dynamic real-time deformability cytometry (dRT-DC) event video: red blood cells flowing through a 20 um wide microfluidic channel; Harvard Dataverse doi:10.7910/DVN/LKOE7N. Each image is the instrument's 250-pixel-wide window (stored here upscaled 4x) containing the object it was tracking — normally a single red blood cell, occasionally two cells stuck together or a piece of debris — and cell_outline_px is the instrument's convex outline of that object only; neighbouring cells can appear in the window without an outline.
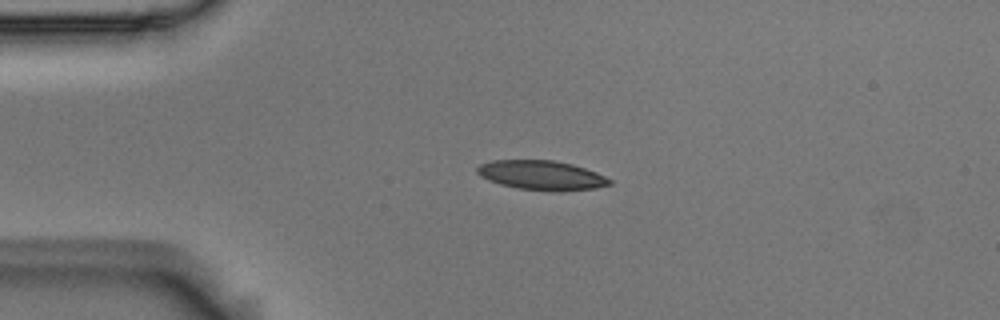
{"species": "Egyptian fruit bat (a non-hibernating species)", "species_latin": "Rousettus aegyptiacus", "temperature_condition": "room temperature", "stored_images_in_passage": 43, "camera_frame_rate_fps": 3000, "um_per_image_px": 0.085, "animal": {"sex": "male"}, "frame": {"image": 1, "passage_image": 1, "time_ms": 0.0, "image_size_px": [1000, 320], "cell_outline_px": [[612, 184], [596, 188], [516, 188], [500, 184], [488, 180], [480, 176], [476, 172], [476, 168], [480, 164], [492, 160], [552, 160], [572, 164], [596, 172], [612, 180]], "centroid_in_image_um": [45.96, 14.84], "position_along_channel_um": 39.0, "area_um2": 21.68}}
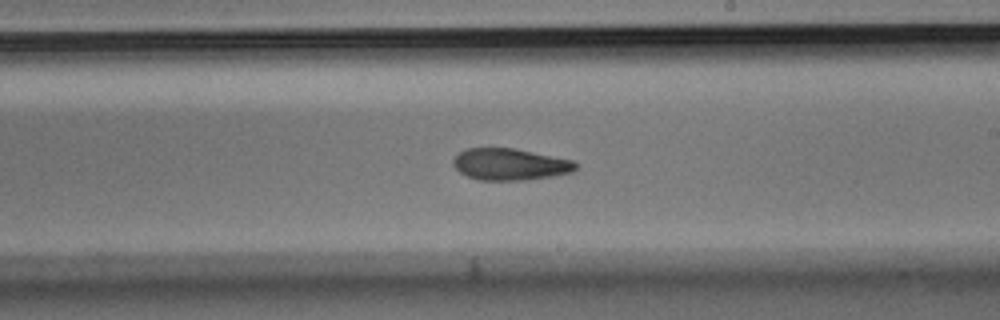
{"frame": {"image": 2, "passage_image": 20, "time_ms": 6.333, "image_size_px": [1000, 320], "cell_outline_px": [[576, 168], [572, 172], [552, 176], [528, 180], [480, 180], [468, 176], [460, 172], [452, 164], [452, 160], [460, 152], [468, 148], [512, 148], [572, 160], [576, 164]], "centroid_in_image_um": [43.33, 13.97], "position_along_channel_um": 245.7, "area_um2": 22.37}}
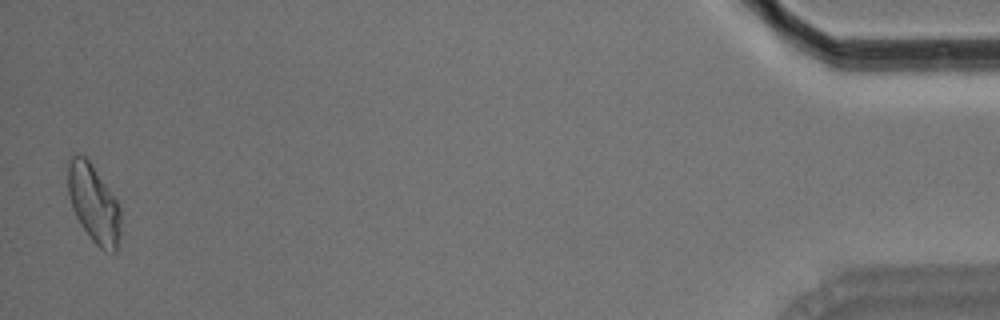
{"frame": {"image": 3, "passage_image": 42, "time_ms": 13.667, "image_size_px": [1000, 320], "cell_outline_px": [[120, 236], [116, 252], [104, 252], [92, 240], [80, 224], [72, 208], [68, 192], [68, 160], [72, 156], [84, 156], [88, 160], [116, 200], [120, 208]], "centroid_in_image_um": [7.97, 17.37], "position_along_channel_um": 427.2, "area_um2": 23.64}, "authors_computed_cell_mechanics": {"area_um2": 23.2934, "velocity_mm_per_s": 3.7075, "shape_relaxation_time_tau1_ms": 6.0492, "shape_relaxation_time_tau2_ms": 6.9461, "deformation_change_tau1": 0.1568, "deformation_change_tau2": 0.1249}}